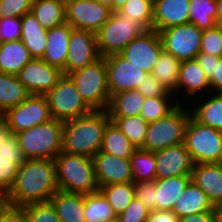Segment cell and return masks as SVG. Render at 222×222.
I'll return each instance as SVG.
<instances>
[{"label":"cell","instance_id":"35","mask_svg":"<svg viewBox=\"0 0 222 222\" xmlns=\"http://www.w3.org/2000/svg\"><path fill=\"white\" fill-rule=\"evenodd\" d=\"M84 217L86 222H116V215L100 191L84 194Z\"/></svg>","mask_w":222,"mask_h":222},{"label":"cell","instance_id":"55","mask_svg":"<svg viewBox=\"0 0 222 222\" xmlns=\"http://www.w3.org/2000/svg\"><path fill=\"white\" fill-rule=\"evenodd\" d=\"M11 206V204L6 200L5 196H0V222L2 214Z\"/></svg>","mask_w":222,"mask_h":222},{"label":"cell","instance_id":"36","mask_svg":"<svg viewBox=\"0 0 222 222\" xmlns=\"http://www.w3.org/2000/svg\"><path fill=\"white\" fill-rule=\"evenodd\" d=\"M99 191L107 199L116 217L128 207L135 197L133 182L102 186Z\"/></svg>","mask_w":222,"mask_h":222},{"label":"cell","instance_id":"44","mask_svg":"<svg viewBox=\"0 0 222 222\" xmlns=\"http://www.w3.org/2000/svg\"><path fill=\"white\" fill-rule=\"evenodd\" d=\"M150 210L136 197L128 207L116 217V222H146Z\"/></svg>","mask_w":222,"mask_h":222},{"label":"cell","instance_id":"3","mask_svg":"<svg viewBox=\"0 0 222 222\" xmlns=\"http://www.w3.org/2000/svg\"><path fill=\"white\" fill-rule=\"evenodd\" d=\"M54 162L60 191L79 194L99 191L92 158L61 151L54 158Z\"/></svg>","mask_w":222,"mask_h":222},{"label":"cell","instance_id":"59","mask_svg":"<svg viewBox=\"0 0 222 222\" xmlns=\"http://www.w3.org/2000/svg\"><path fill=\"white\" fill-rule=\"evenodd\" d=\"M94 1L108 6L109 8H111V11H112V0H94Z\"/></svg>","mask_w":222,"mask_h":222},{"label":"cell","instance_id":"51","mask_svg":"<svg viewBox=\"0 0 222 222\" xmlns=\"http://www.w3.org/2000/svg\"><path fill=\"white\" fill-rule=\"evenodd\" d=\"M146 222H179V217L168 210H154L150 211Z\"/></svg>","mask_w":222,"mask_h":222},{"label":"cell","instance_id":"53","mask_svg":"<svg viewBox=\"0 0 222 222\" xmlns=\"http://www.w3.org/2000/svg\"><path fill=\"white\" fill-rule=\"evenodd\" d=\"M179 222H213V210L181 217Z\"/></svg>","mask_w":222,"mask_h":222},{"label":"cell","instance_id":"19","mask_svg":"<svg viewBox=\"0 0 222 222\" xmlns=\"http://www.w3.org/2000/svg\"><path fill=\"white\" fill-rule=\"evenodd\" d=\"M25 160L15 135L7 132L0 141V195L5 196L13 187L18 167Z\"/></svg>","mask_w":222,"mask_h":222},{"label":"cell","instance_id":"29","mask_svg":"<svg viewBox=\"0 0 222 222\" xmlns=\"http://www.w3.org/2000/svg\"><path fill=\"white\" fill-rule=\"evenodd\" d=\"M33 57L21 40L0 43V72L17 75Z\"/></svg>","mask_w":222,"mask_h":222},{"label":"cell","instance_id":"5","mask_svg":"<svg viewBox=\"0 0 222 222\" xmlns=\"http://www.w3.org/2000/svg\"><path fill=\"white\" fill-rule=\"evenodd\" d=\"M190 117L188 104H179L167 116L150 122L144 145L140 149L157 152L184 143L185 129Z\"/></svg>","mask_w":222,"mask_h":222},{"label":"cell","instance_id":"11","mask_svg":"<svg viewBox=\"0 0 222 222\" xmlns=\"http://www.w3.org/2000/svg\"><path fill=\"white\" fill-rule=\"evenodd\" d=\"M158 33L163 50L181 62L196 59L200 52L202 30L192 23L168 27Z\"/></svg>","mask_w":222,"mask_h":222},{"label":"cell","instance_id":"28","mask_svg":"<svg viewBox=\"0 0 222 222\" xmlns=\"http://www.w3.org/2000/svg\"><path fill=\"white\" fill-rule=\"evenodd\" d=\"M50 202L61 222H86L84 217V194L58 190Z\"/></svg>","mask_w":222,"mask_h":222},{"label":"cell","instance_id":"21","mask_svg":"<svg viewBox=\"0 0 222 222\" xmlns=\"http://www.w3.org/2000/svg\"><path fill=\"white\" fill-rule=\"evenodd\" d=\"M190 0L153 1V30L159 32L168 27L189 22Z\"/></svg>","mask_w":222,"mask_h":222},{"label":"cell","instance_id":"13","mask_svg":"<svg viewBox=\"0 0 222 222\" xmlns=\"http://www.w3.org/2000/svg\"><path fill=\"white\" fill-rule=\"evenodd\" d=\"M104 58L110 97L125 90L137 89L149 75L120 54H113Z\"/></svg>","mask_w":222,"mask_h":222},{"label":"cell","instance_id":"25","mask_svg":"<svg viewBox=\"0 0 222 222\" xmlns=\"http://www.w3.org/2000/svg\"><path fill=\"white\" fill-rule=\"evenodd\" d=\"M48 30L43 28L32 12L21 17L20 40L34 59H41L47 47Z\"/></svg>","mask_w":222,"mask_h":222},{"label":"cell","instance_id":"9","mask_svg":"<svg viewBox=\"0 0 222 222\" xmlns=\"http://www.w3.org/2000/svg\"><path fill=\"white\" fill-rule=\"evenodd\" d=\"M45 96L52 119L64 122L93 111L84 102L74 83L67 75H63Z\"/></svg>","mask_w":222,"mask_h":222},{"label":"cell","instance_id":"18","mask_svg":"<svg viewBox=\"0 0 222 222\" xmlns=\"http://www.w3.org/2000/svg\"><path fill=\"white\" fill-rule=\"evenodd\" d=\"M95 176L99 188L111 184L133 182L130 159L98 151L93 157Z\"/></svg>","mask_w":222,"mask_h":222},{"label":"cell","instance_id":"37","mask_svg":"<svg viewBox=\"0 0 222 222\" xmlns=\"http://www.w3.org/2000/svg\"><path fill=\"white\" fill-rule=\"evenodd\" d=\"M189 23L200 30H207L216 25L217 0H190Z\"/></svg>","mask_w":222,"mask_h":222},{"label":"cell","instance_id":"22","mask_svg":"<svg viewBox=\"0 0 222 222\" xmlns=\"http://www.w3.org/2000/svg\"><path fill=\"white\" fill-rule=\"evenodd\" d=\"M191 177L214 206L222 204V166L217 163L194 164Z\"/></svg>","mask_w":222,"mask_h":222},{"label":"cell","instance_id":"8","mask_svg":"<svg viewBox=\"0 0 222 222\" xmlns=\"http://www.w3.org/2000/svg\"><path fill=\"white\" fill-rule=\"evenodd\" d=\"M194 164L216 163L222 150V131L203 125L190 117L184 136Z\"/></svg>","mask_w":222,"mask_h":222},{"label":"cell","instance_id":"23","mask_svg":"<svg viewBox=\"0 0 222 222\" xmlns=\"http://www.w3.org/2000/svg\"><path fill=\"white\" fill-rule=\"evenodd\" d=\"M73 28L67 23L48 30L47 47L41 58L48 65L63 71L66 67L68 44L71 30Z\"/></svg>","mask_w":222,"mask_h":222},{"label":"cell","instance_id":"27","mask_svg":"<svg viewBox=\"0 0 222 222\" xmlns=\"http://www.w3.org/2000/svg\"><path fill=\"white\" fill-rule=\"evenodd\" d=\"M213 209L214 205L205 192L191 181L175 202L172 211L181 218Z\"/></svg>","mask_w":222,"mask_h":222},{"label":"cell","instance_id":"41","mask_svg":"<svg viewBox=\"0 0 222 222\" xmlns=\"http://www.w3.org/2000/svg\"><path fill=\"white\" fill-rule=\"evenodd\" d=\"M117 13L129 14L147 30H153V0H127Z\"/></svg>","mask_w":222,"mask_h":222},{"label":"cell","instance_id":"14","mask_svg":"<svg viewBox=\"0 0 222 222\" xmlns=\"http://www.w3.org/2000/svg\"><path fill=\"white\" fill-rule=\"evenodd\" d=\"M162 51L163 45L159 33L155 30H147L129 43L120 55L151 74Z\"/></svg>","mask_w":222,"mask_h":222},{"label":"cell","instance_id":"45","mask_svg":"<svg viewBox=\"0 0 222 222\" xmlns=\"http://www.w3.org/2000/svg\"><path fill=\"white\" fill-rule=\"evenodd\" d=\"M34 0H0V18H21L31 12Z\"/></svg>","mask_w":222,"mask_h":222},{"label":"cell","instance_id":"54","mask_svg":"<svg viewBox=\"0 0 222 222\" xmlns=\"http://www.w3.org/2000/svg\"><path fill=\"white\" fill-rule=\"evenodd\" d=\"M213 222H222V204L214 206Z\"/></svg>","mask_w":222,"mask_h":222},{"label":"cell","instance_id":"39","mask_svg":"<svg viewBox=\"0 0 222 222\" xmlns=\"http://www.w3.org/2000/svg\"><path fill=\"white\" fill-rule=\"evenodd\" d=\"M133 182L155 180L156 159L154 152L137 149L130 157Z\"/></svg>","mask_w":222,"mask_h":222},{"label":"cell","instance_id":"58","mask_svg":"<svg viewBox=\"0 0 222 222\" xmlns=\"http://www.w3.org/2000/svg\"><path fill=\"white\" fill-rule=\"evenodd\" d=\"M8 132L5 121L3 117L0 115V141L2 137Z\"/></svg>","mask_w":222,"mask_h":222},{"label":"cell","instance_id":"1","mask_svg":"<svg viewBox=\"0 0 222 222\" xmlns=\"http://www.w3.org/2000/svg\"><path fill=\"white\" fill-rule=\"evenodd\" d=\"M52 159H29L18 167L15 183L5 195L11 206L47 202L58 191Z\"/></svg>","mask_w":222,"mask_h":222},{"label":"cell","instance_id":"26","mask_svg":"<svg viewBox=\"0 0 222 222\" xmlns=\"http://www.w3.org/2000/svg\"><path fill=\"white\" fill-rule=\"evenodd\" d=\"M191 181V175L155 179L156 210L172 211L175 202Z\"/></svg>","mask_w":222,"mask_h":222},{"label":"cell","instance_id":"31","mask_svg":"<svg viewBox=\"0 0 222 222\" xmlns=\"http://www.w3.org/2000/svg\"><path fill=\"white\" fill-rule=\"evenodd\" d=\"M31 12L46 30L66 22L65 0H34Z\"/></svg>","mask_w":222,"mask_h":222},{"label":"cell","instance_id":"15","mask_svg":"<svg viewBox=\"0 0 222 222\" xmlns=\"http://www.w3.org/2000/svg\"><path fill=\"white\" fill-rule=\"evenodd\" d=\"M100 58L95 33L73 28L69 37L66 67L62 73L68 75Z\"/></svg>","mask_w":222,"mask_h":222},{"label":"cell","instance_id":"6","mask_svg":"<svg viewBox=\"0 0 222 222\" xmlns=\"http://www.w3.org/2000/svg\"><path fill=\"white\" fill-rule=\"evenodd\" d=\"M147 29L129 14L112 12L108 21L95 33L100 57L120 54Z\"/></svg>","mask_w":222,"mask_h":222},{"label":"cell","instance_id":"48","mask_svg":"<svg viewBox=\"0 0 222 222\" xmlns=\"http://www.w3.org/2000/svg\"><path fill=\"white\" fill-rule=\"evenodd\" d=\"M21 18L3 17L0 18V42L20 40Z\"/></svg>","mask_w":222,"mask_h":222},{"label":"cell","instance_id":"46","mask_svg":"<svg viewBox=\"0 0 222 222\" xmlns=\"http://www.w3.org/2000/svg\"><path fill=\"white\" fill-rule=\"evenodd\" d=\"M134 183L135 197L150 211L156 210L155 180L138 181Z\"/></svg>","mask_w":222,"mask_h":222},{"label":"cell","instance_id":"43","mask_svg":"<svg viewBox=\"0 0 222 222\" xmlns=\"http://www.w3.org/2000/svg\"><path fill=\"white\" fill-rule=\"evenodd\" d=\"M199 53L222 57V26L215 25L202 31Z\"/></svg>","mask_w":222,"mask_h":222},{"label":"cell","instance_id":"10","mask_svg":"<svg viewBox=\"0 0 222 222\" xmlns=\"http://www.w3.org/2000/svg\"><path fill=\"white\" fill-rule=\"evenodd\" d=\"M2 117L11 134L30 129L52 119L45 95H30L16 107L8 109Z\"/></svg>","mask_w":222,"mask_h":222},{"label":"cell","instance_id":"24","mask_svg":"<svg viewBox=\"0 0 222 222\" xmlns=\"http://www.w3.org/2000/svg\"><path fill=\"white\" fill-rule=\"evenodd\" d=\"M191 116L199 123L222 131V97L209 93L192 100L189 104Z\"/></svg>","mask_w":222,"mask_h":222},{"label":"cell","instance_id":"40","mask_svg":"<svg viewBox=\"0 0 222 222\" xmlns=\"http://www.w3.org/2000/svg\"><path fill=\"white\" fill-rule=\"evenodd\" d=\"M179 103L175 97L145 98L140 116L148 123L167 116Z\"/></svg>","mask_w":222,"mask_h":222},{"label":"cell","instance_id":"16","mask_svg":"<svg viewBox=\"0 0 222 222\" xmlns=\"http://www.w3.org/2000/svg\"><path fill=\"white\" fill-rule=\"evenodd\" d=\"M62 76L59 68L34 58L17 74L30 95H46Z\"/></svg>","mask_w":222,"mask_h":222},{"label":"cell","instance_id":"12","mask_svg":"<svg viewBox=\"0 0 222 222\" xmlns=\"http://www.w3.org/2000/svg\"><path fill=\"white\" fill-rule=\"evenodd\" d=\"M66 22L74 29L96 33L112 14L111 8L94 0H65Z\"/></svg>","mask_w":222,"mask_h":222},{"label":"cell","instance_id":"34","mask_svg":"<svg viewBox=\"0 0 222 222\" xmlns=\"http://www.w3.org/2000/svg\"><path fill=\"white\" fill-rule=\"evenodd\" d=\"M136 150V146L111 121L105 129L101 151L119 158L130 159Z\"/></svg>","mask_w":222,"mask_h":222},{"label":"cell","instance_id":"60","mask_svg":"<svg viewBox=\"0 0 222 222\" xmlns=\"http://www.w3.org/2000/svg\"><path fill=\"white\" fill-rule=\"evenodd\" d=\"M219 166H222V150L220 152V156L218 158V161L216 162Z\"/></svg>","mask_w":222,"mask_h":222},{"label":"cell","instance_id":"4","mask_svg":"<svg viewBox=\"0 0 222 222\" xmlns=\"http://www.w3.org/2000/svg\"><path fill=\"white\" fill-rule=\"evenodd\" d=\"M63 122L51 119L15 135L26 160L52 159L62 151Z\"/></svg>","mask_w":222,"mask_h":222},{"label":"cell","instance_id":"57","mask_svg":"<svg viewBox=\"0 0 222 222\" xmlns=\"http://www.w3.org/2000/svg\"><path fill=\"white\" fill-rule=\"evenodd\" d=\"M127 0H112V12H117Z\"/></svg>","mask_w":222,"mask_h":222},{"label":"cell","instance_id":"61","mask_svg":"<svg viewBox=\"0 0 222 222\" xmlns=\"http://www.w3.org/2000/svg\"><path fill=\"white\" fill-rule=\"evenodd\" d=\"M218 95L222 97V89L217 92Z\"/></svg>","mask_w":222,"mask_h":222},{"label":"cell","instance_id":"52","mask_svg":"<svg viewBox=\"0 0 222 222\" xmlns=\"http://www.w3.org/2000/svg\"><path fill=\"white\" fill-rule=\"evenodd\" d=\"M214 74L209 78L211 93H217L222 89V57H220L217 67L214 68Z\"/></svg>","mask_w":222,"mask_h":222},{"label":"cell","instance_id":"7","mask_svg":"<svg viewBox=\"0 0 222 222\" xmlns=\"http://www.w3.org/2000/svg\"><path fill=\"white\" fill-rule=\"evenodd\" d=\"M74 83L84 102L93 111H106L110 101L107 86L105 58L75 70L67 75Z\"/></svg>","mask_w":222,"mask_h":222},{"label":"cell","instance_id":"20","mask_svg":"<svg viewBox=\"0 0 222 222\" xmlns=\"http://www.w3.org/2000/svg\"><path fill=\"white\" fill-rule=\"evenodd\" d=\"M156 159L155 179L191 175L194 162L184 143L154 152Z\"/></svg>","mask_w":222,"mask_h":222},{"label":"cell","instance_id":"33","mask_svg":"<svg viewBox=\"0 0 222 222\" xmlns=\"http://www.w3.org/2000/svg\"><path fill=\"white\" fill-rule=\"evenodd\" d=\"M180 65L181 61L163 50L151 73L161 84L175 95L176 100Z\"/></svg>","mask_w":222,"mask_h":222},{"label":"cell","instance_id":"47","mask_svg":"<svg viewBox=\"0 0 222 222\" xmlns=\"http://www.w3.org/2000/svg\"><path fill=\"white\" fill-rule=\"evenodd\" d=\"M137 90L145 97H175L152 74H149L138 86Z\"/></svg>","mask_w":222,"mask_h":222},{"label":"cell","instance_id":"32","mask_svg":"<svg viewBox=\"0 0 222 222\" xmlns=\"http://www.w3.org/2000/svg\"><path fill=\"white\" fill-rule=\"evenodd\" d=\"M30 96L17 75L0 72V115L16 107Z\"/></svg>","mask_w":222,"mask_h":222},{"label":"cell","instance_id":"50","mask_svg":"<svg viewBox=\"0 0 222 222\" xmlns=\"http://www.w3.org/2000/svg\"><path fill=\"white\" fill-rule=\"evenodd\" d=\"M1 222H29L28 215L22 207L10 206L3 214Z\"/></svg>","mask_w":222,"mask_h":222},{"label":"cell","instance_id":"30","mask_svg":"<svg viewBox=\"0 0 222 222\" xmlns=\"http://www.w3.org/2000/svg\"><path fill=\"white\" fill-rule=\"evenodd\" d=\"M145 97L137 90H125L110 97L107 112L109 117L139 116Z\"/></svg>","mask_w":222,"mask_h":222},{"label":"cell","instance_id":"38","mask_svg":"<svg viewBox=\"0 0 222 222\" xmlns=\"http://www.w3.org/2000/svg\"><path fill=\"white\" fill-rule=\"evenodd\" d=\"M110 119L137 149L144 145L149 123L140 115L130 117H110Z\"/></svg>","mask_w":222,"mask_h":222},{"label":"cell","instance_id":"56","mask_svg":"<svg viewBox=\"0 0 222 222\" xmlns=\"http://www.w3.org/2000/svg\"><path fill=\"white\" fill-rule=\"evenodd\" d=\"M216 25L222 26V0H217Z\"/></svg>","mask_w":222,"mask_h":222},{"label":"cell","instance_id":"17","mask_svg":"<svg viewBox=\"0 0 222 222\" xmlns=\"http://www.w3.org/2000/svg\"><path fill=\"white\" fill-rule=\"evenodd\" d=\"M211 93L209 79L196 59L182 61L177 83V102L189 104L197 97Z\"/></svg>","mask_w":222,"mask_h":222},{"label":"cell","instance_id":"2","mask_svg":"<svg viewBox=\"0 0 222 222\" xmlns=\"http://www.w3.org/2000/svg\"><path fill=\"white\" fill-rule=\"evenodd\" d=\"M110 122L107 111H92L64 121L62 152L92 158L101 150L104 132Z\"/></svg>","mask_w":222,"mask_h":222},{"label":"cell","instance_id":"42","mask_svg":"<svg viewBox=\"0 0 222 222\" xmlns=\"http://www.w3.org/2000/svg\"><path fill=\"white\" fill-rule=\"evenodd\" d=\"M22 208L26 211L29 222H61L50 201L31 203Z\"/></svg>","mask_w":222,"mask_h":222},{"label":"cell","instance_id":"49","mask_svg":"<svg viewBox=\"0 0 222 222\" xmlns=\"http://www.w3.org/2000/svg\"><path fill=\"white\" fill-rule=\"evenodd\" d=\"M220 57L209 55L206 53H199L196 60L203 69V72L209 79L214 74V68L217 67Z\"/></svg>","mask_w":222,"mask_h":222}]
</instances>
